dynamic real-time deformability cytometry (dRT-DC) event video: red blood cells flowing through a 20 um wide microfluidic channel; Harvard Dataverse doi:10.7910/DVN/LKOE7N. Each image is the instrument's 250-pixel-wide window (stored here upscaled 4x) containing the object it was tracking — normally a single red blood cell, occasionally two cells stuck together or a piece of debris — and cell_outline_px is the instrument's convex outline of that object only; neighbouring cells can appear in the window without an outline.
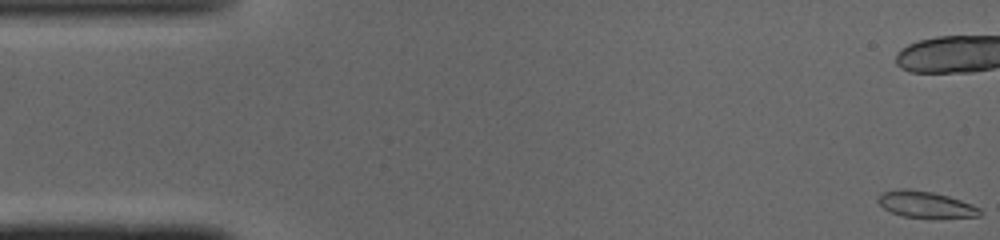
{"species": "common noctule bat (a hibernating species)", "species_latin": "Nyctalus noctula", "temperature_condition": "cold", "stored_images_in_passage": 43, "camera_frame_rate_fps": 3000, "um_per_image_px": 0.085, "animal": {"sex": "male", "body_mass_g": 19.0, "forearm_length_mm": 50.8}, "frame": {"image": 1, "passage_image": 1, "time_ms": 0.0, "image_size_px": [1000, 240], "cell_outline_px": [[984, 212], [980, 216], [904, 216], [892, 212], [884, 208], [876, 200], [876, 196], [880, 192], [896, 188], [908, 188], [932, 192], [948, 196], [972, 204], [980, 208]], "centroid_in_image_um": [78.61, 17.32], "position_along_channel_um": 6.4, "area_um2": 15.37}, "authors_computed_cell_mechanics": {"area_um2": 15.7216, "velocity_mm_per_s": 4.0979, "shape_relaxation_time_tau1_ms": null, "shape_relaxation_time_tau2_ms": 6.6363, "deformation_change_tau1": null, "deformation_change_tau2": 0.1071}}